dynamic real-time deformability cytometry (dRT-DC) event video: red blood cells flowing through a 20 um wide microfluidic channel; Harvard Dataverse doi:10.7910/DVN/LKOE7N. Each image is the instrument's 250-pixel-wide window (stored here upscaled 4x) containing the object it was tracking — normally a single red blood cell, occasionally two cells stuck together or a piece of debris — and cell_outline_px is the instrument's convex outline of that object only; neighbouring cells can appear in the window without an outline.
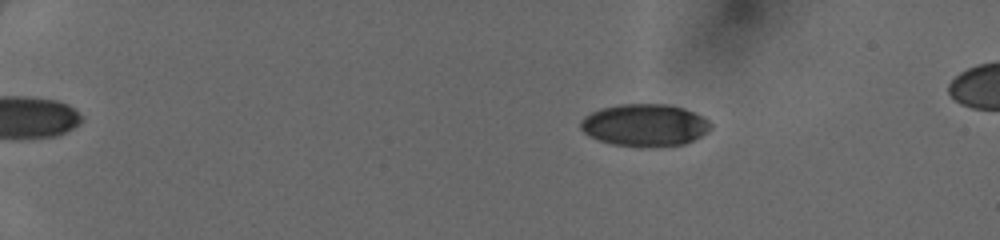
{"species": "human", "species_latin": "Homo sapiens", "temperature_condition": "cold", "stored_images_in_passage": 50, "camera_frame_rate_fps": 3000, "um_per_image_px": 0.085, "donor": {"sex": "female"}, "frame": {"image": 1, "passage_image": 10, "time_ms": 3.0, "image_size_px": [1000, 240], "cell_outline_px": [[712, 128], [700, 136], [684, 144], [656, 148], [640, 148], [612, 144], [600, 140], [584, 132], [580, 128], [580, 120], [584, 116], [600, 108], [620, 104], [668, 104], [684, 108], [704, 116], [712, 124]], "centroid_in_image_um": [54.82, 10.65], "position_along_channel_um": 30.2, "area_um2": 32.48}}
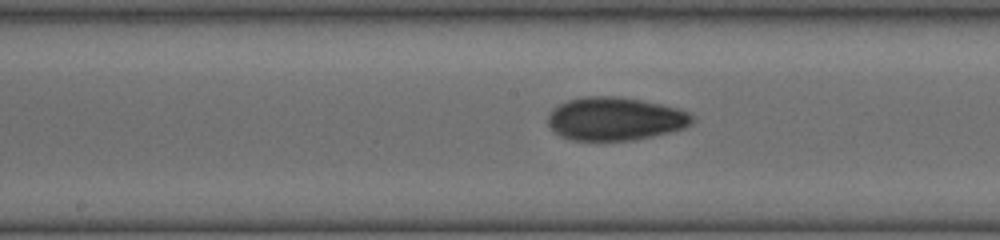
{"frame": {"image": 2, "passage_image": 29, "time_ms": 9.333, "image_size_px": [1000, 240], "cell_outline_px": [[696, 120], [692, 124], [684, 128], [652, 136], [632, 140], [572, 140], [560, 136], [548, 124], [548, 116], [552, 108], [568, 100], [588, 96], [616, 96], [640, 100], [660, 104], [676, 108], [688, 112]], "centroid_in_image_um": [52.28, 10.1], "position_along_channel_um": 195.9, "area_um2": 36.13}}
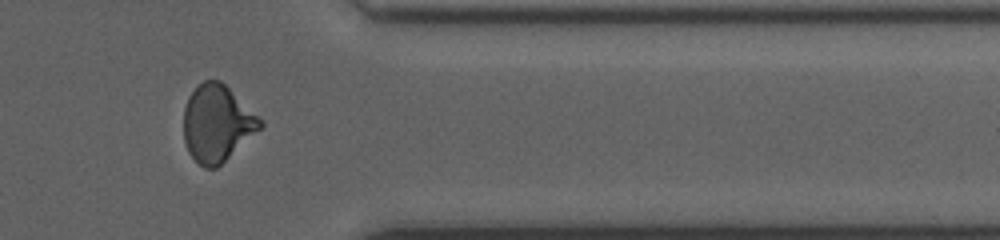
{"frame": {"image": 3, "passage_image": 43, "time_ms": 14.0, "image_size_px": [1000, 240], "cell_outline_px": [[264, 124], [260, 128], [216, 168], [204, 168], [188, 152], [184, 140], [184, 108], [188, 96], [204, 80], [220, 80], [264, 120]], "centroid_in_image_um": [18.44, 10.47], "position_along_channel_um": 393.0, "area_um2": 33.81}}